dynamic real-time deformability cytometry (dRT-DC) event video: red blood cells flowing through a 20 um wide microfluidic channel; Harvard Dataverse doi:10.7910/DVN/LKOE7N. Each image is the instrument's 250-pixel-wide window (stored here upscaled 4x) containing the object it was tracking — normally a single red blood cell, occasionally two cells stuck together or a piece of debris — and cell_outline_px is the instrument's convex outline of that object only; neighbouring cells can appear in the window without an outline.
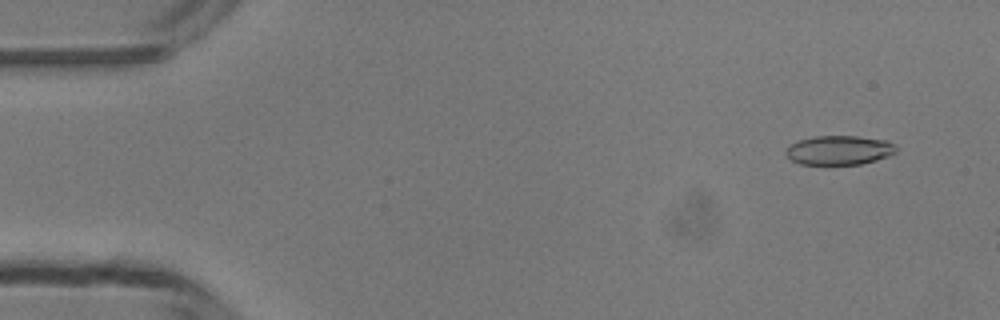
{"species": "common noctule bat (a hibernating species)", "species_latin": "Nyctalus noctula", "temperature_condition": "room temperature", "stored_images_in_passage": 12, "camera_frame_rate_fps": 3000, "um_per_image_px": 0.085, "animal": {"sex": "male", "body_mass_g": 13.3}, "frame": {"image": 1, "passage_image": 4, "time_ms": 1.0, "image_size_px": [1000, 320], "cell_outline_px": [[896, 152], [888, 156], [876, 160], [860, 164], [800, 164], [792, 160], [784, 152], [792, 144], [800, 140], [816, 136], [856, 136], [888, 140], [896, 148]], "centroid_in_image_um": [71.35, 12.76], "position_along_channel_um": 13.7, "area_um2": 18.55}}